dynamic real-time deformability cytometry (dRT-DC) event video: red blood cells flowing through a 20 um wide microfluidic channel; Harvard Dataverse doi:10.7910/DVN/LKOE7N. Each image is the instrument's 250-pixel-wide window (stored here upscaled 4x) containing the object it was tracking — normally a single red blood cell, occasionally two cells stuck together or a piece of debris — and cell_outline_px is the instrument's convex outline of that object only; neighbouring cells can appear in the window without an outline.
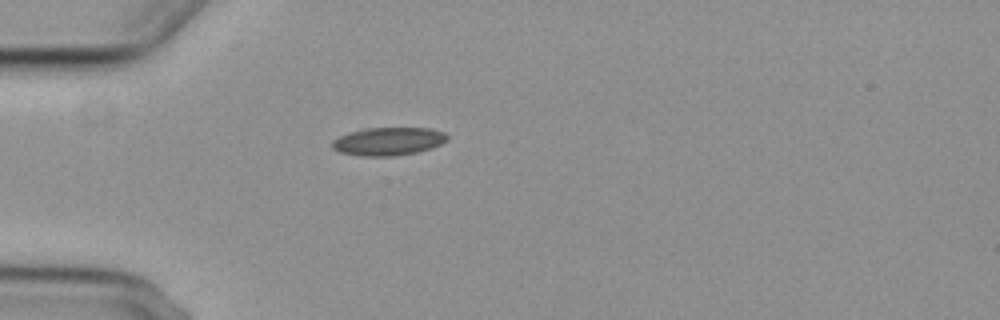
{"species": "common noctule bat (a hibernating species)", "species_latin": "Nyctalus noctula", "temperature_condition": "cold", "stored_images_in_passage": 1, "camera_frame_rate_fps": 3000, "um_per_image_px": 0.085, "animal": {"sex": "female", "body_mass_g": 29.2, "forearm_length_mm": 56.3}, "frame": {"image": 1, "passage_image": 1, "time_ms": 0.0, "image_size_px": [1000, 320], "cell_outline_px": [[448, 140], [432, 148], [416, 152], [392, 156], [360, 156], [340, 152], [332, 148], [332, 140], [348, 132], [364, 128], [428, 128], [444, 132], [448, 136]], "centroid_in_image_um": [32.99, 12.01], "position_along_channel_um": 52.0, "area_um2": 18.84}}